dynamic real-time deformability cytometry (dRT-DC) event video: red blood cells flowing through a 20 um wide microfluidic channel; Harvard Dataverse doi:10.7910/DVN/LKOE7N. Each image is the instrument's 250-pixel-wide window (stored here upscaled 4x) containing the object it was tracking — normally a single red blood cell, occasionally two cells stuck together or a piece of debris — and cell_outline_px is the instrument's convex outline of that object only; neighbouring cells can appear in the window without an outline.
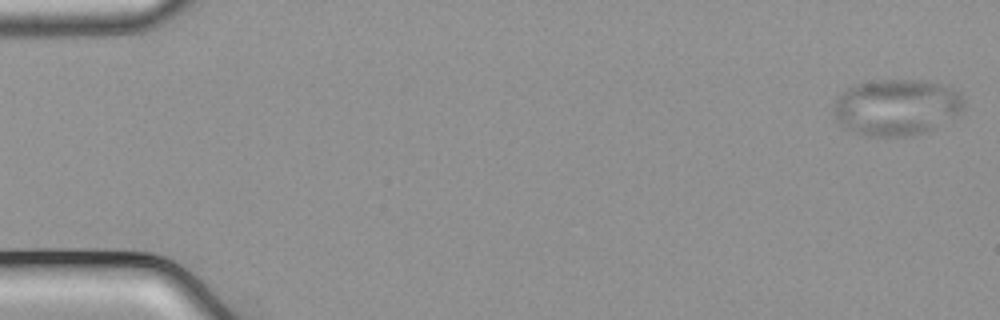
{"species": "common noctule bat (a hibernating species)", "species_latin": "Nyctalus noctula", "temperature_condition": "cold", "stored_images_in_passage": 53, "camera_frame_rate_fps": 3000, "um_per_image_px": 0.085, "animal": {"sex": "male", "body_mass_g": 21.5, "forearm_length_mm": 52.0}, "frame": {"image": 1, "passage_image": 1, "time_ms": 0.0, "image_size_px": [1000, 320], "cell_outline_px": [[964, 112], [928, 132], [904, 136], [868, 136], [848, 132], [836, 120], [836, 100], [848, 88], [856, 84], [872, 80], [928, 80], [948, 84], [960, 92], [964, 100]], "centroid_in_image_um": [76.29, 9.11], "position_along_channel_um": 8.7, "area_um2": 43.41}}
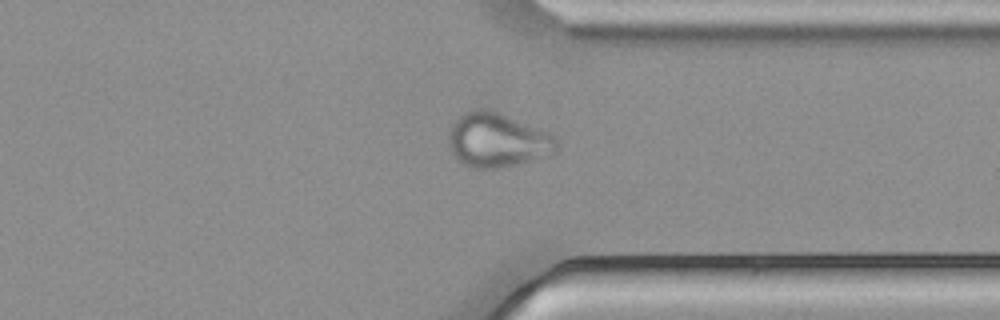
{"frame": {"image": 2, "passage_image": 41, "time_ms": 13.333, "image_size_px": [1000, 320], "cell_outline_px": [[556, 152], [516, 164], [500, 168], [472, 168], [456, 160], [448, 144], [448, 132], [452, 124], [464, 112], [472, 108], [488, 108], [548, 132], [556, 140]], "centroid_in_image_um": [42.2, 11.9], "position_along_channel_um": 369.2, "area_um2": 33.93}}
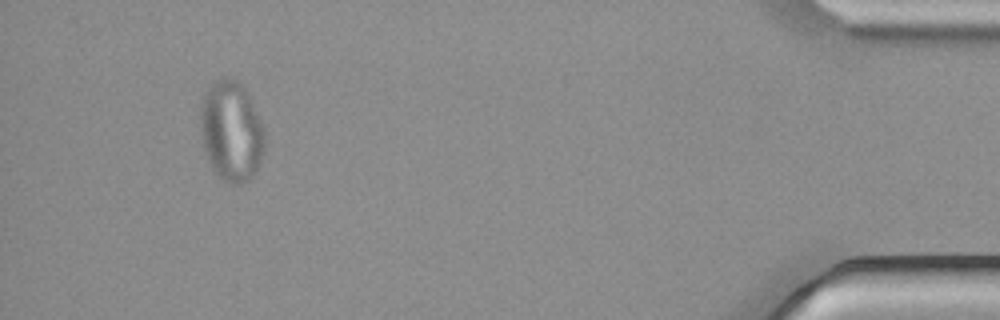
{"frame": {"image": 3, "passage_image": 50, "time_ms": 16.333, "image_size_px": [1000, 320], "cell_outline_px": [[264, 152], [252, 176], [248, 180], [240, 184], [232, 184], [224, 180], [212, 168], [208, 160], [204, 148], [200, 132], [200, 104], [208, 88], [216, 80], [224, 76], [228, 76], [240, 80], [264, 128]], "centroid_in_image_um": [19.64, 11.12], "position_along_channel_um": 415.6, "area_um2": 37.45}}